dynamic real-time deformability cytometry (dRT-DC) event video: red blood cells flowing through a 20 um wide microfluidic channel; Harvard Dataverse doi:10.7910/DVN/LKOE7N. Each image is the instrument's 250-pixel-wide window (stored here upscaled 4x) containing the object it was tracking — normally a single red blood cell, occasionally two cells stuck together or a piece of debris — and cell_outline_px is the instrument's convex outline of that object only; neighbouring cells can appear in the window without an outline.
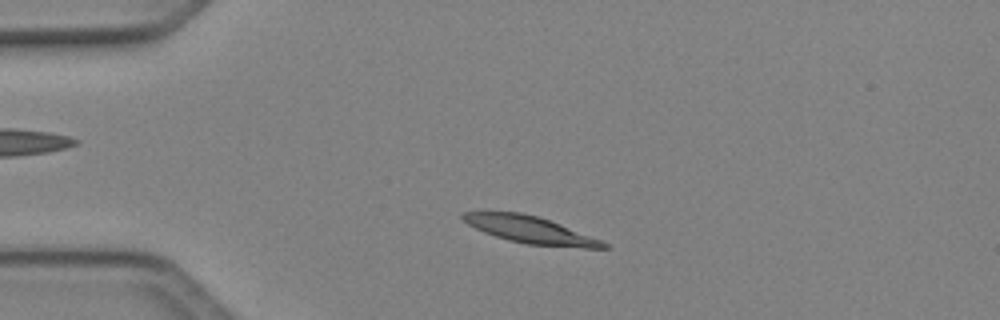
{"species": "Egyptian fruit bat (a non-hibernating species)", "species_latin": "Rousettus aegyptiacus", "temperature_condition": "cold", "stored_images_in_passage": 45, "camera_frame_rate_fps": 3000, "um_per_image_px": 0.085, "animal": {"sex": "female"}, "frame": {"image": 1, "passage_image": 7, "time_ms": 2.0, "image_size_px": [1000, 320], "cell_outline_px": [[612, 248], [584, 248], [524, 244], [508, 240], [484, 232], [468, 224], [460, 216], [460, 212], [520, 212], [536, 216], [560, 224], [600, 240], [608, 244]], "centroid_in_image_um": [45.06, 19.54], "position_along_channel_um": 39.9, "area_um2": 21.85}}
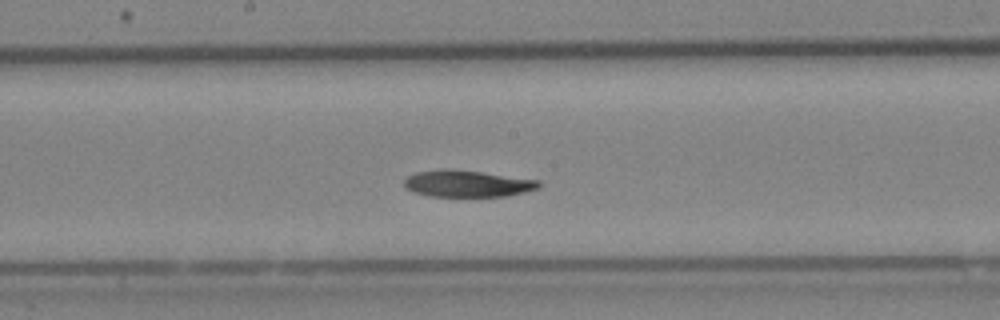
{"frame": {"image": 2, "passage_image": 22, "time_ms": 7.0, "image_size_px": [1000, 320], "cell_outline_px": [[540, 188], [508, 196], [428, 196], [412, 192], [404, 184], [404, 180], [408, 176], [416, 172], [440, 168], [448, 168], [480, 172], [540, 180]], "centroid_in_image_um": [39.71, 15.6], "position_along_channel_um": 208.5, "area_um2": 20.98}}
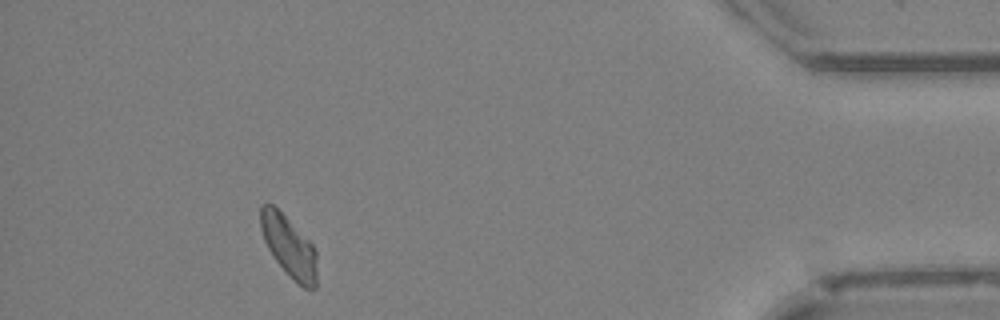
{"frame": {"image": 3, "passage_image": 41, "time_ms": 13.333, "image_size_px": [1000, 320], "cell_outline_px": [[316, 288], [304, 288], [276, 260], [268, 248], [264, 240], [260, 228], [260, 208], [264, 204], [272, 204], [316, 248]], "centroid_in_image_um": [24.55, 20.93], "position_along_channel_um": 410.6, "area_um2": 19.31}, "authors_computed_cell_mechanics": {"area_um2": 21.5594, "velocity_mm_per_s": 4.0433, "shape_relaxation_time_tau1_ms": 4.9857, "shape_relaxation_time_tau2_ms": 7.7468, "deformation_change_tau1": 0.1465, "deformation_change_tau2": 0.13}}